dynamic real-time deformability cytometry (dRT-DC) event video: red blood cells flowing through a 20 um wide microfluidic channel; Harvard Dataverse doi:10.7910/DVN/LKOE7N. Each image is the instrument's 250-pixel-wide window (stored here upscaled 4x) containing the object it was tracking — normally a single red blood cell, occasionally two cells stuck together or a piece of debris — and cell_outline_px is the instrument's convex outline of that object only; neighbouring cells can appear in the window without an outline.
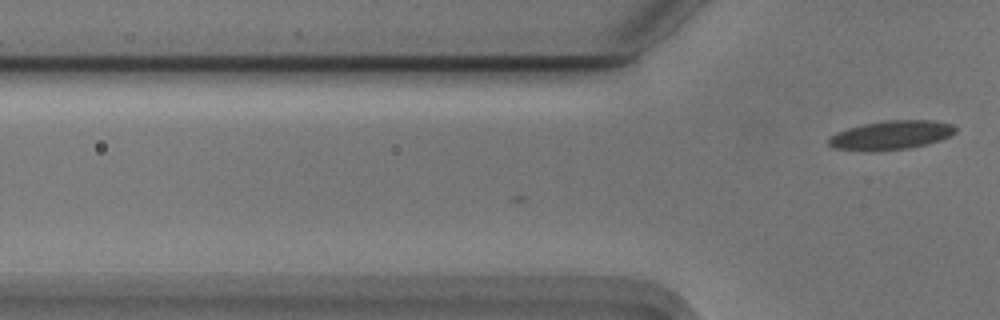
{"species": "Egyptian fruit bat (a non-hibernating species)", "species_latin": "Rousettus aegyptiacus", "temperature_condition": "cold", "stored_images_in_passage": 2, "camera_frame_rate_fps": 3000, "um_per_image_px": 0.085, "animal": {"sex": "male"}, "frame": {"image": 1, "passage_image": 2, "time_ms": 0.333, "image_size_px": [1000, 320], "cell_outline_px": [[956, 132], [952, 136], [928, 144], [908, 148], [876, 152], [864, 152], [832, 148], [828, 144], [828, 140], [836, 132], [848, 128], [864, 124], [884, 120], [932, 120], [952, 124], [956, 128]], "centroid_in_image_um": [75.73, 11.5], "position_along_channel_um": 50.1, "area_um2": 21.79}}